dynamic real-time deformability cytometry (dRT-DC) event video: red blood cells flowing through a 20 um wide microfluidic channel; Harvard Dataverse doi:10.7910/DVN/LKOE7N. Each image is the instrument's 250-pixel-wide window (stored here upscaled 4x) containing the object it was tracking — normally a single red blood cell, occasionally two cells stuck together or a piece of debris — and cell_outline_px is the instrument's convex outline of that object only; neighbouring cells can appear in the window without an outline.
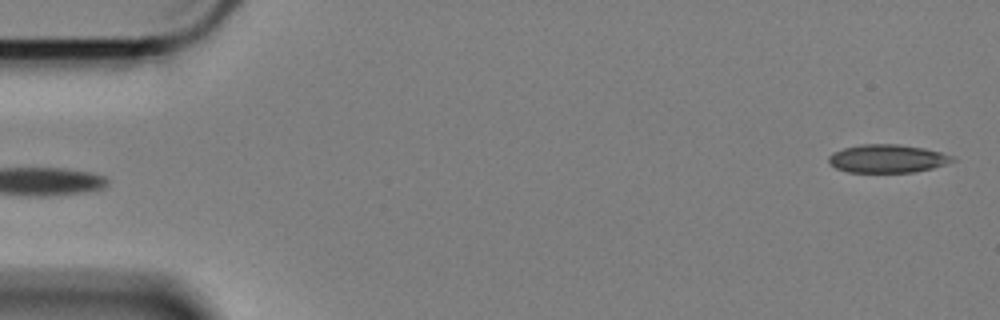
{"species": "Egyptian fruit bat (a non-hibernating species)", "species_latin": "Rousettus aegyptiacus", "temperature_condition": "cold", "stored_images_in_passage": 13, "camera_frame_rate_fps": 3000, "um_per_image_px": 0.085, "animal": {"sex": "female"}, "frame": {"image": 1, "passage_image": 1, "time_ms": 0.0, "image_size_px": [1000, 320], "cell_outline_px": [[956, 160], [932, 168], [912, 172], [848, 172], [836, 168], [828, 164], [828, 156], [832, 152], [844, 148], [860, 144], [900, 144], [924, 148], [956, 156]], "centroid_in_image_um": [75.4, 13.47], "position_along_channel_um": 9.6, "area_um2": 20.46}}